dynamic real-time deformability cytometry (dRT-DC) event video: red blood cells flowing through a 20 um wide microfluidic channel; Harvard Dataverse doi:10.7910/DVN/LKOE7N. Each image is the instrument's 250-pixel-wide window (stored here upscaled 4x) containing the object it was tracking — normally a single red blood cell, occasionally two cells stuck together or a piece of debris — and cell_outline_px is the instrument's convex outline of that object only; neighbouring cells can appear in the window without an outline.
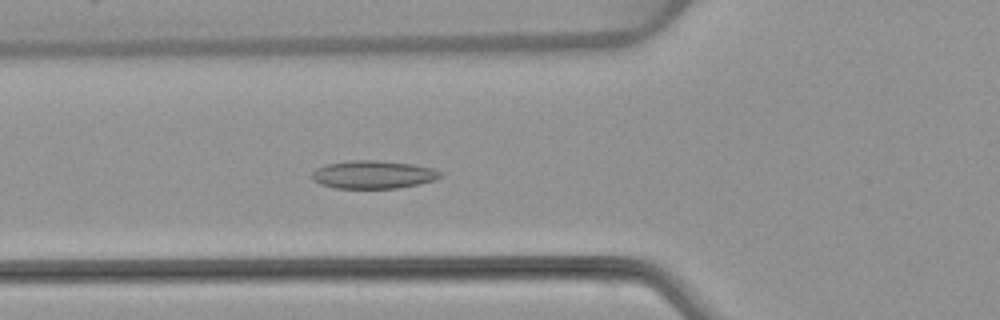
{"species": "common noctule bat (a hibernating species)", "species_latin": "Nyctalus noctula", "temperature_condition": "warm", "stored_images_in_passage": 53, "camera_frame_rate_fps": 3000, "um_per_image_px": 0.085, "animal": {"sex": "female", "body_mass_g": 22.7, "forearm_length_mm": 54.2}, "frame": {"image": 1, "passage_image": 19, "time_ms": 6.0, "image_size_px": [1000, 320], "cell_outline_px": [[440, 176], [436, 180], [396, 188], [336, 188], [320, 184], [312, 180], [312, 172], [316, 168], [324, 164], [352, 160], [372, 160], [412, 164], [432, 168], [440, 172]], "centroid_in_image_um": [31.66, 14.84], "position_along_channel_um": 94.1, "area_um2": 20.81}}
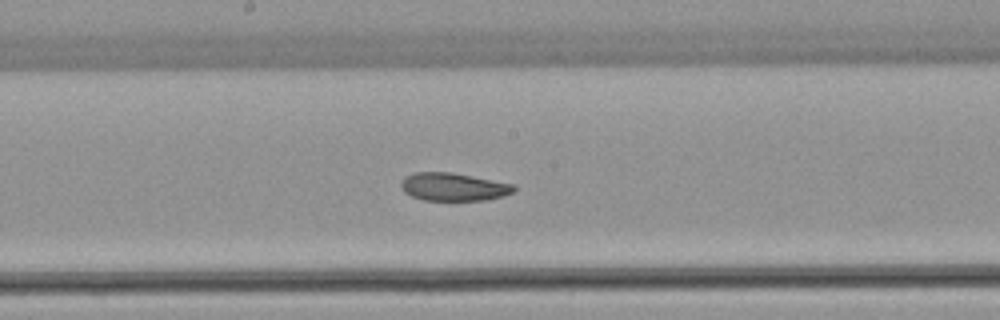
{"frame": {"image": 2, "passage_image": 28, "time_ms": 9.0, "image_size_px": [1000, 320], "cell_outline_px": [[516, 188], [512, 192], [488, 200], [424, 200], [412, 196], [404, 192], [400, 184], [404, 176], [416, 172], [452, 172], [516, 184]], "centroid_in_image_um": [38.54, 15.87], "position_along_channel_um": 209.7, "area_um2": 18.44}}
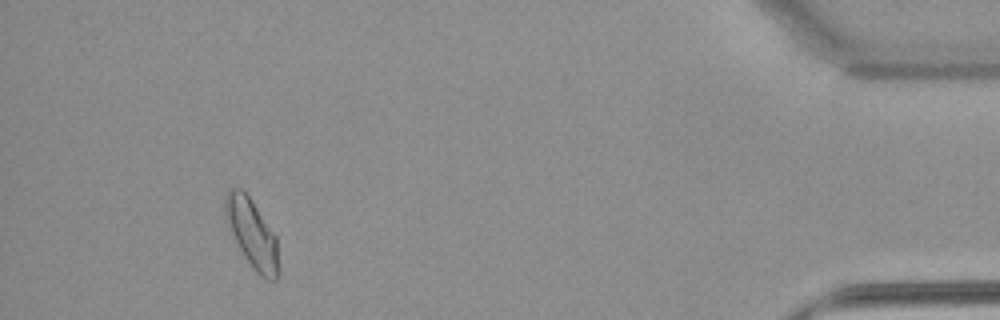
{"frame": {"image": 3, "passage_image": 49, "time_ms": 16.0, "image_size_px": [1000, 320], "cell_outline_px": [[280, 276], [276, 280], [268, 280], [260, 276], [256, 272], [244, 256], [228, 228], [224, 216], [224, 196], [228, 188], [240, 188], [248, 196], [276, 236], [280, 272]], "centroid_in_image_um": [21.41, 19.87], "position_along_channel_um": 413.8, "area_um2": 21.5}, "authors_computed_cell_mechanics": {"area_um2": 20.23, "velocity_mm_per_s": 3.8452, "shape_relaxation_time_tau1_ms": null, "shape_relaxation_time_tau2_ms": 4.6255, "deformation_change_tau1": null, "deformation_change_tau2": 0.0948}}